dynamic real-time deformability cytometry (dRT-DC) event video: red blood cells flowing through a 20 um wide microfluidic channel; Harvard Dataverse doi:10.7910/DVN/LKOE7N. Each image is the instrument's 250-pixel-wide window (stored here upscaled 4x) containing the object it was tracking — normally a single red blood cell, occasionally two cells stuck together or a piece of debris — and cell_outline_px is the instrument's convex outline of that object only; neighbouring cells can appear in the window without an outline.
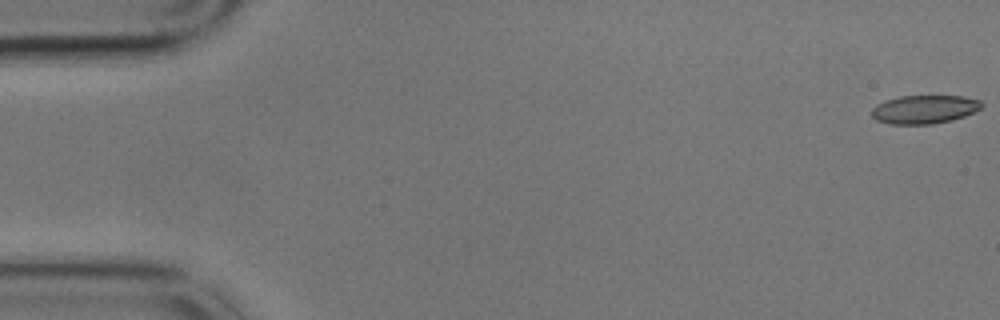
{"species": "common noctule bat (a hibernating species)", "species_latin": "Nyctalus noctula", "temperature_condition": "cold", "stored_images_in_passage": 58, "camera_frame_rate_fps": 3000, "um_per_image_px": 0.085, "animal": {"sex": "male", "body_mass_g": 17.9}, "frame": {"image": 1, "passage_image": 1, "time_ms": 0.0, "image_size_px": [1000, 320], "cell_outline_px": [[984, 104], [980, 108], [964, 116], [952, 120], [932, 124], [892, 124], [876, 120], [872, 116], [872, 108], [876, 104], [884, 100], [900, 96], [964, 96], [980, 100]], "centroid_in_image_um": [78.55, 9.29], "position_along_channel_um": 6.4, "area_um2": 18.26}}
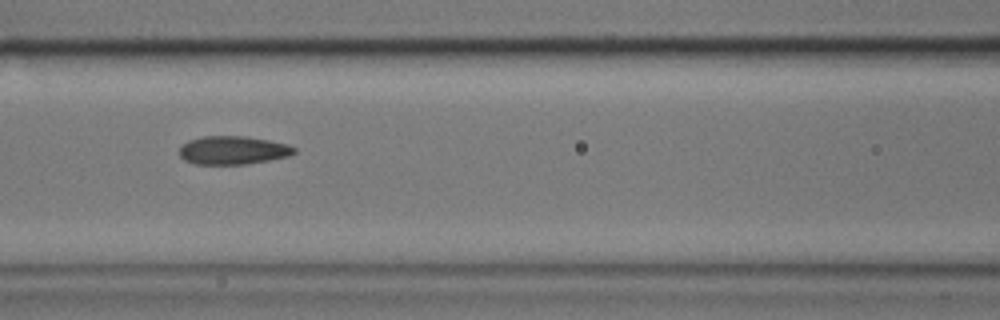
{"frame": {"image": 2, "passage_image": 25, "time_ms": 8.0, "image_size_px": [1000, 320], "cell_outline_px": [[296, 152], [288, 156], [248, 164], [196, 164], [184, 160], [180, 156], [180, 144], [188, 140], [204, 136], [244, 136], [268, 140], [288, 144], [296, 148]], "centroid_in_image_um": [19.78, 12.76], "position_along_channel_um": 146.8, "area_um2": 19.02}}
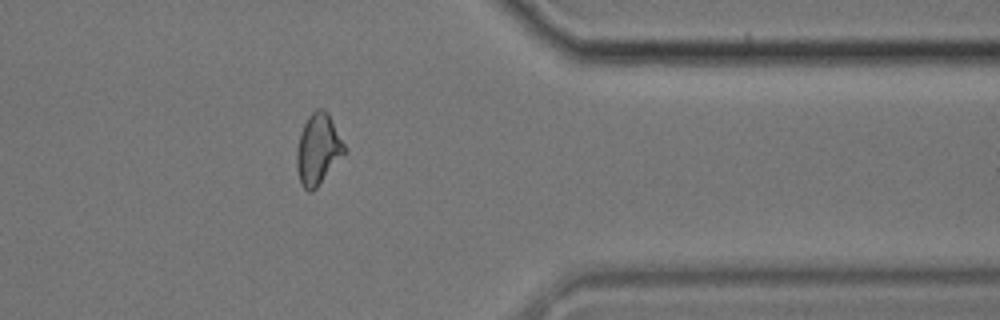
{"frame": {"image": 3, "passage_image": 47, "time_ms": 15.333, "image_size_px": [1000, 320], "cell_outline_px": [[348, 152], [316, 188], [312, 192], [308, 192], [300, 184], [296, 168], [296, 152], [300, 132], [308, 116], [316, 108], [324, 108], [328, 112]], "centroid_in_image_um": [27.04, 12.7], "position_along_channel_um": 384.4, "area_um2": 20.06}, "authors_computed_cell_mechanics": {"area_um2": 19.3341, "velocity_mm_per_s": 3.4385, "shape_relaxation_time_tau1_ms": 7.7395, "shape_relaxation_time_tau2_ms": 1.9851, "deformation_change_tau1": 0.1488, "deformation_change_tau2": 0.0765}}